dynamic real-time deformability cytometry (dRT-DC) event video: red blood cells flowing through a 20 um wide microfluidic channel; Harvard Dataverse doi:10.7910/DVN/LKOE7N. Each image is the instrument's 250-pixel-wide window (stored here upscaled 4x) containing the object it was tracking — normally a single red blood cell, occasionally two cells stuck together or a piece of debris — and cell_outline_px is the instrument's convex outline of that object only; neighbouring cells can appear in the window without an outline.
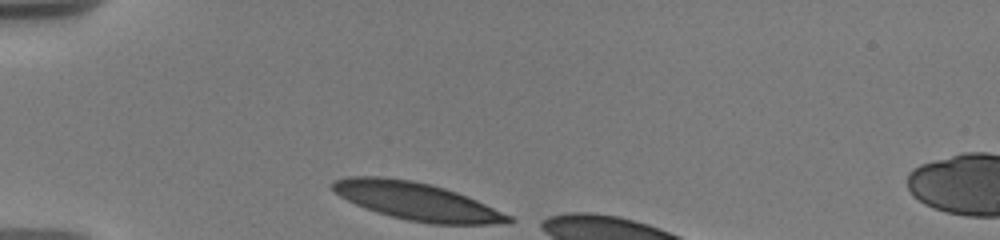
{"species": "human", "species_latin": "Homo sapiens", "temperature_condition": "warm", "stored_images_in_passage": 31, "camera_frame_rate_fps": 3000, "um_per_image_px": 0.085, "donor": {"sex": "male"}, "frame": {"image": 1, "passage_image": 1, "time_ms": 0.0, "image_size_px": [1000, 240], "cell_outline_px": [[516, 220], [508, 224], [432, 224], [408, 220], [376, 212], [364, 208], [340, 196], [332, 188], [332, 180], [348, 176], [380, 176], [412, 180], [432, 184], [456, 192], [476, 200], [512, 216]], "centroid_in_image_um": [35.43, 17.11], "position_along_channel_um": 49.6, "area_um2": 38.55}}
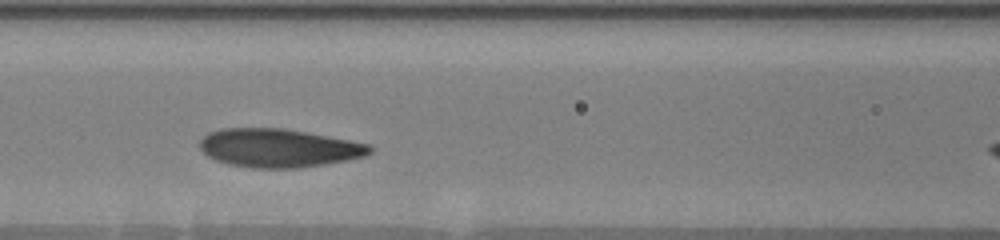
{"frame": {"image": 2, "passage_image": 13, "time_ms": 3.333, "image_size_px": [1000, 240], "cell_outline_px": [[372, 152], [364, 156], [348, 160], [324, 164], [296, 168], [252, 168], [228, 164], [216, 160], [208, 156], [200, 148], [200, 140], [208, 132], [220, 128], [284, 128], [328, 136], [368, 144], [372, 148]], "centroid_in_image_um": [23.65, 12.58], "position_along_channel_um": 142.9, "area_um2": 38.03}}
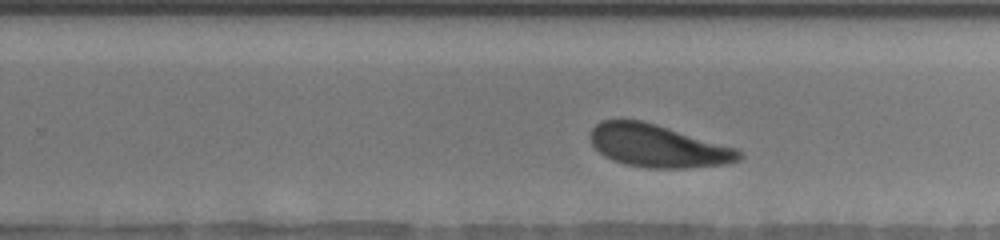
{"frame": {"image": 3, "passage_image": 31, "time_ms": 7.0, "image_size_px": [1000, 240], "cell_outline_px": [[744, 156], [740, 160], [728, 164], [688, 168], [644, 168], [624, 164], [612, 160], [604, 156], [592, 144], [592, 128], [600, 120], [640, 120], [656, 124], [736, 148]], "centroid_in_image_um": [55.94, 12.42], "position_along_channel_um": 273.9, "area_um2": 36.82}}